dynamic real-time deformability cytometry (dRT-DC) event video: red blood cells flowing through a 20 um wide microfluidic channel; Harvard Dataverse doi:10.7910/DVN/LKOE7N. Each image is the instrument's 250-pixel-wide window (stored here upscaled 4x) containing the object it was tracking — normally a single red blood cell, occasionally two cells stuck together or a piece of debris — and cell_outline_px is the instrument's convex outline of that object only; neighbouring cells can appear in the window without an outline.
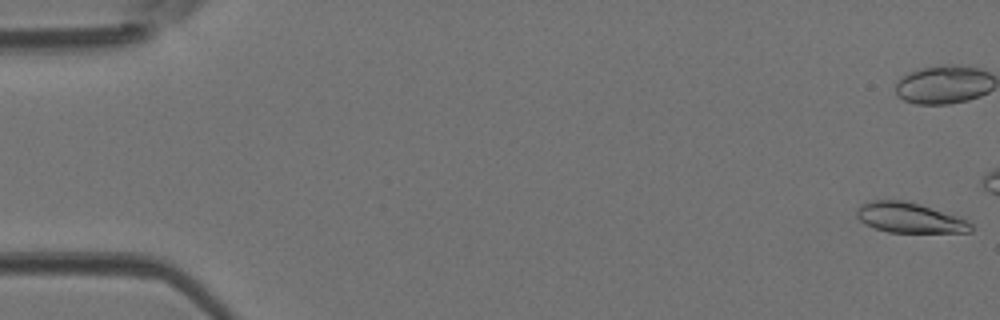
{"species": "Egyptian fruit bat (a non-hibernating species)", "species_latin": "Rousettus aegyptiacus", "temperature_condition": "room temperature", "stored_images_in_passage": 15, "camera_frame_rate_fps": 3000, "um_per_image_px": 0.085, "animal": {"sex": "female"}, "frame": {"image": 1, "passage_image": 1, "time_ms": 0.0, "image_size_px": [1000, 320], "cell_outline_px": [[972, 232], [888, 232], [876, 228], [860, 220], [856, 216], [856, 208], [860, 204], [872, 200], [904, 200], [920, 204], [968, 220], [972, 224]], "centroid_in_image_um": [77.3, 18.5], "position_along_channel_um": 7.7, "area_um2": 19.94}}